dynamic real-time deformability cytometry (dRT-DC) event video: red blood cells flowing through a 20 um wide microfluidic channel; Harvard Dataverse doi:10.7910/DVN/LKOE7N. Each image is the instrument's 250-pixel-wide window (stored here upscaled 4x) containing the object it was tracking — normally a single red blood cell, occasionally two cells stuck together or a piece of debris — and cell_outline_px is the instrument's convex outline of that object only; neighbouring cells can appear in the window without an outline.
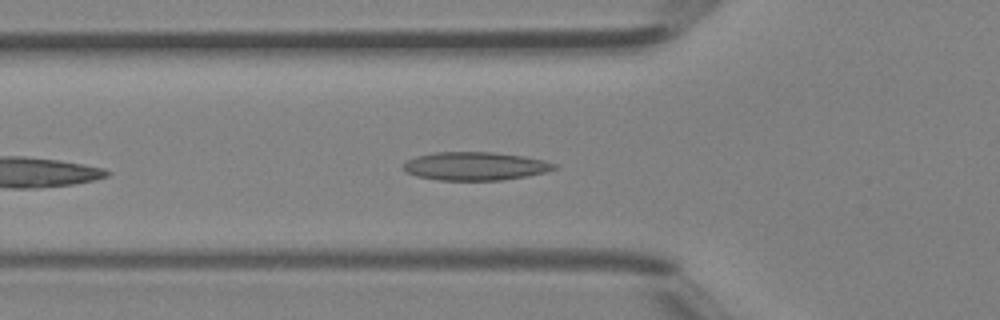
{"species": "Egyptian fruit bat (a non-hibernating species)", "species_latin": "Rousettus aegyptiacus", "temperature_condition": "room temperature", "stored_images_in_passage": 31, "camera_frame_rate_fps": 3000, "um_per_image_px": 0.085, "animal": {"sex": "female"}, "frame": {"image": 1, "passage_image": 5, "time_ms": 1.333, "image_size_px": [1000, 320], "cell_outline_px": [[560, 168], [544, 172], [504, 180], [440, 180], [416, 176], [408, 172], [404, 168], [404, 164], [408, 160], [416, 156], [436, 152], [492, 152], [520, 156], [544, 160], [560, 164]], "centroid_in_image_um": [40.44, 14.12], "position_along_channel_um": 85.4, "area_um2": 24.74}}